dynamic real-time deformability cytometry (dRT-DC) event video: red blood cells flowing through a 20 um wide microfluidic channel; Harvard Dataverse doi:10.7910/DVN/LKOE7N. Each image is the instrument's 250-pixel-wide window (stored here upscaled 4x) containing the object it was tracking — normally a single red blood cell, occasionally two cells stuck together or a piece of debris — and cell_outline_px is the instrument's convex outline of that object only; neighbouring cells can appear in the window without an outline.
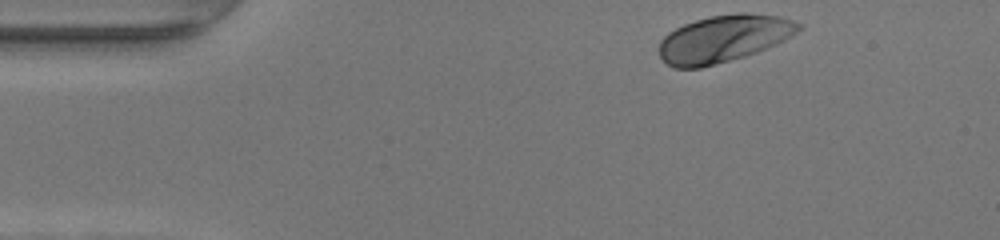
{"species": "human", "species_latin": "Homo sapiens", "temperature_condition": "warm", "stored_images_in_passage": 43, "camera_frame_rate_fps": 3000, "um_per_image_px": 0.085, "donor": {"sex": "female"}, "frame": {"image": 1, "passage_image": 1, "time_ms": 0.0, "image_size_px": [1000, 240], "cell_outline_px": [[804, 24], [796, 32], [776, 44], [756, 52], [744, 56], [716, 64], [700, 68], [672, 68], [660, 56], [660, 40], [668, 32], [684, 24], [696, 20], [712, 16], [740, 12], [744, 12], [780, 16]], "centroid_in_image_um": [61.5, 3.28], "position_along_channel_um": 23.5, "area_um2": 38.03}}
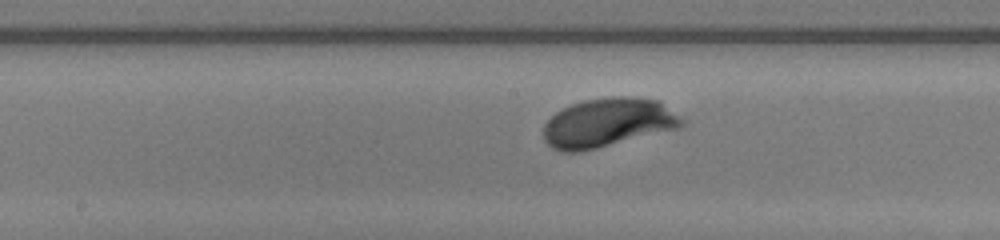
{"frame": {"image": 2, "passage_image": 19, "time_ms": 6.0, "image_size_px": [1000, 240], "cell_outline_px": [[684, 124], [680, 128], [580, 152], [564, 152], [552, 148], [544, 140], [544, 124], [556, 112], [572, 104], [584, 100], [612, 96], [628, 96], [660, 100], [684, 120]], "centroid_in_image_um": [51.68, 10.42], "position_along_channel_um": 196.5, "area_um2": 39.48}}
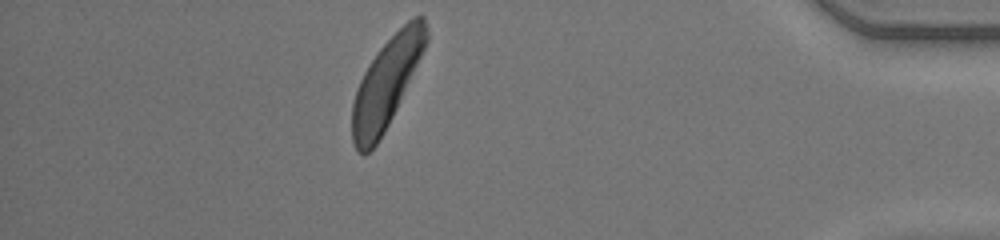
{"frame": {"image": 3, "passage_image": 37, "time_ms": 12.0, "image_size_px": [1000, 240], "cell_outline_px": [[428, 40], [396, 108], [384, 132], [376, 144], [368, 152], [356, 152], [352, 140], [352, 104], [360, 80], [364, 72], [380, 48], [408, 20], [416, 16], [424, 16], [428, 28]], "centroid_in_image_um": [32.84, 7.05], "position_along_channel_um": 402.4, "area_um2": 37.51}, "authors_computed_cell_mechanics": {"area_um2": 37.9746, "velocity_mm_per_s": 4.2081, "shape_relaxation_time_tau1_ms": 1.4977, "shape_relaxation_time_tau2_ms": 6.5791, "deformation_change_tau1": 0.1532, "deformation_change_tau2": 0.1751}}